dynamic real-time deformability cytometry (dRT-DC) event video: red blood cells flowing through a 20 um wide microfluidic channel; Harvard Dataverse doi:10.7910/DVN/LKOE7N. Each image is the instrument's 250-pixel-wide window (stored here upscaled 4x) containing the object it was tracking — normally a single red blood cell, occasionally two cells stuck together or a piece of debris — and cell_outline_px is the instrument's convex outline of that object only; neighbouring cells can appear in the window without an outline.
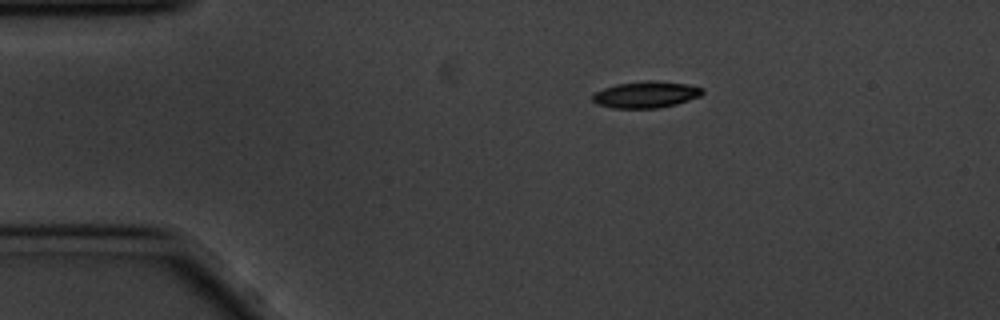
{"species": "common noctule bat (a hibernating species)", "species_latin": "Nyctalus noctula", "temperature_condition": "cold", "stored_images_in_passage": 8, "camera_frame_rate_fps": 3000, "um_per_image_px": 0.085, "animal": {"sex": "male", "body_mass_g": 20.1, "forearm_length_mm": 53.5}, "frame": {"image": 1, "passage_image": 1, "time_ms": 0.0, "image_size_px": [1000, 320], "cell_outline_px": [[704, 92], [700, 96], [676, 104], [660, 108], [612, 108], [596, 104], [592, 100], [592, 96], [596, 92], [604, 88], [616, 84], [648, 80], [652, 80], [688, 84], [704, 88]], "centroid_in_image_um": [54.91, 8.04], "position_along_channel_um": 30.1, "area_um2": 17.05}}